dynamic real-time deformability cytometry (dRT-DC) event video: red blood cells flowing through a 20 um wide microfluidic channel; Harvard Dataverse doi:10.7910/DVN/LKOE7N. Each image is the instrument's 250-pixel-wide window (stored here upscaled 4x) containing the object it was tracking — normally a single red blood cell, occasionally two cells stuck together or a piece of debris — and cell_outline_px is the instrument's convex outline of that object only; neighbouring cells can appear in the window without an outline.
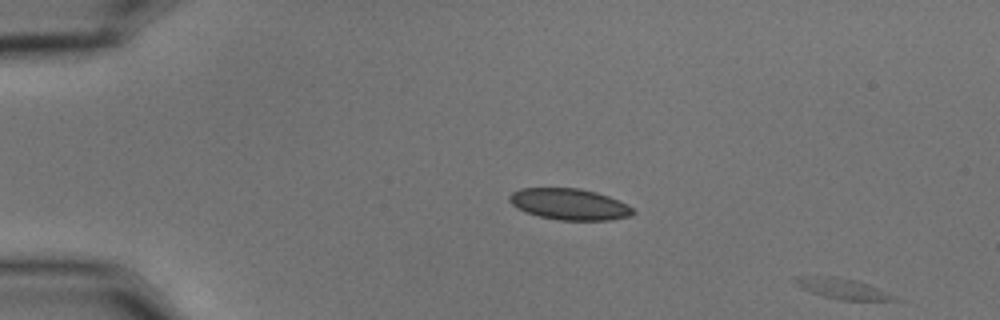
{"species": "common noctule bat (a hibernating species)", "species_latin": "Nyctalus noctula", "temperature_condition": "cold", "stored_images_in_passage": 51, "camera_frame_rate_fps": 3000, "um_per_image_px": 0.085, "animal": {"sex": "male", "body_mass_g": 15.6}, "frame": {"image": 1, "passage_image": 1, "time_ms": 0.0, "image_size_px": [1000, 320], "cell_outline_px": [[904, 300], [840, 300], [824, 296], [800, 288], [792, 280], [796, 276], [836, 276], [856, 280], [868, 284]], "centroid_in_image_um": [71.58, 24.52], "position_along_channel_um": 13.4, "area_um2": 11.85}}
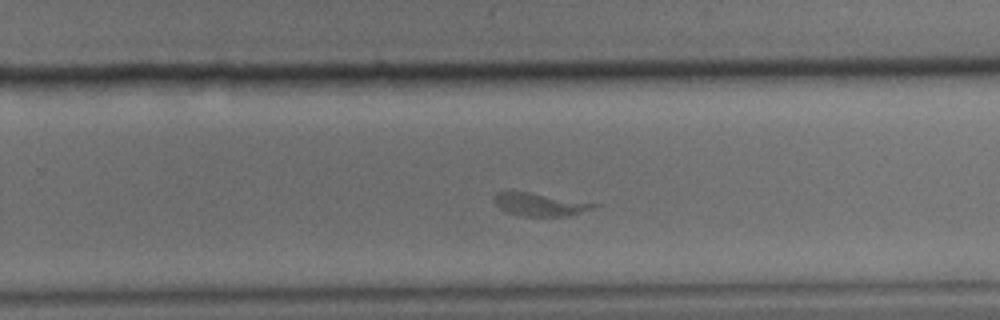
{"frame": {"image": 2, "passage_image": 36, "time_ms": 11.667, "image_size_px": [1000, 320], "cell_outline_px": [[604, 204], [596, 208], [568, 216], [520, 216], [508, 212], [500, 208], [492, 200], [492, 196], [496, 192], [528, 192]], "centroid_in_image_um": [45.94, 17.38], "position_along_channel_um": 283.9, "area_um2": 13.47}}
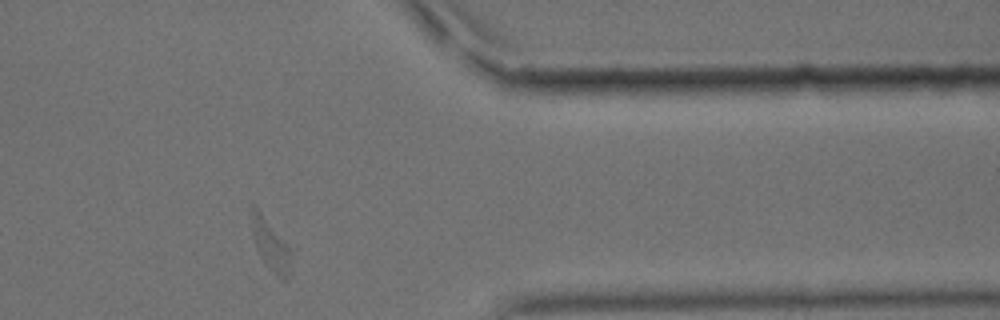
{"frame": {"image": 3, "passage_image": 46, "time_ms": 15.0, "image_size_px": [1000, 320], "cell_outline_px": [[292, 268], [288, 280], [284, 280], [276, 276], [268, 268], [256, 248], [252, 236], [248, 212], [252, 204], [256, 204], [288, 248]], "centroid_in_image_um": [22.92, 20.76], "position_along_channel_um": 388.5, "area_um2": 12.02}}